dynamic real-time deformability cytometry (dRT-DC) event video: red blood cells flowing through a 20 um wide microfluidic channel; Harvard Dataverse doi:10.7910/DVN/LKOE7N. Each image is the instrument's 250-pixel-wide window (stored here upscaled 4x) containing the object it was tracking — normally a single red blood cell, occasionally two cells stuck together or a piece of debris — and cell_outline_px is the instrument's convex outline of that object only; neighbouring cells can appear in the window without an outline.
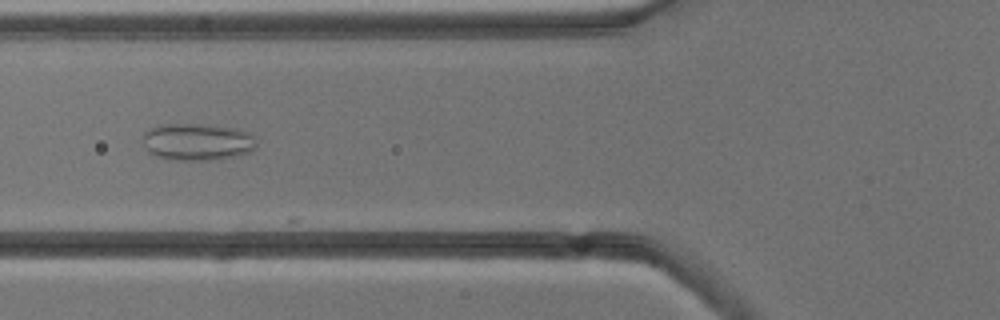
{"species": "common noctule bat (a hibernating species)", "species_latin": "Nyctalus noctula", "temperature_condition": "cold", "stored_images_in_passage": 6, "camera_frame_rate_fps": 3000, "um_per_image_px": 0.085, "animal": {"sex": "male", "body_mass_g": 13.3}, "frame": {"image": 1, "passage_image": 5, "time_ms": 4.667, "image_size_px": [1000, 320], "cell_outline_px": [[256, 148], [248, 152], [232, 156], [208, 160], [172, 160], [156, 156], [148, 152], [144, 148], [144, 132], [148, 128], [160, 124], [200, 124], [236, 128], [248, 132], [252, 136], [256, 144]], "centroid_in_image_um": [16.72, 12.05], "position_along_channel_um": 109.1, "area_um2": 24.51}}